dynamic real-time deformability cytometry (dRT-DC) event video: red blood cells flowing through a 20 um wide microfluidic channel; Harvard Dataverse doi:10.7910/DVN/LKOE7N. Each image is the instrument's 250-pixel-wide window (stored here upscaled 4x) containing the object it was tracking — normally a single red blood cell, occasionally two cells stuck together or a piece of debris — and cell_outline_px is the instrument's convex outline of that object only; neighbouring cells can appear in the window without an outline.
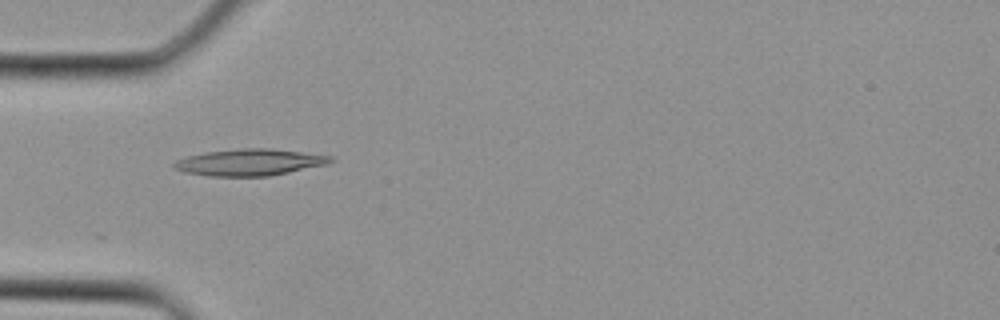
{"species": "Egyptian fruit bat (a non-hibernating species)", "species_latin": "Rousettus aegyptiacus", "temperature_condition": "cold", "stored_images_in_passage": 1, "camera_frame_rate_fps": 3000, "um_per_image_px": 0.085, "animal": {"sex": "female"}, "frame": {"image": 1, "passage_image": 1, "time_ms": 0.0, "image_size_px": [1000, 320], "cell_outline_px": [[336, 160], [328, 164], [268, 176], [208, 176], [184, 172], [172, 168], [172, 164], [176, 160], [188, 156], [204, 152], [240, 148], [272, 148], [332, 156]], "centroid_in_image_um": [21.21, 13.79], "position_along_channel_um": 63.8, "area_um2": 24.39}}